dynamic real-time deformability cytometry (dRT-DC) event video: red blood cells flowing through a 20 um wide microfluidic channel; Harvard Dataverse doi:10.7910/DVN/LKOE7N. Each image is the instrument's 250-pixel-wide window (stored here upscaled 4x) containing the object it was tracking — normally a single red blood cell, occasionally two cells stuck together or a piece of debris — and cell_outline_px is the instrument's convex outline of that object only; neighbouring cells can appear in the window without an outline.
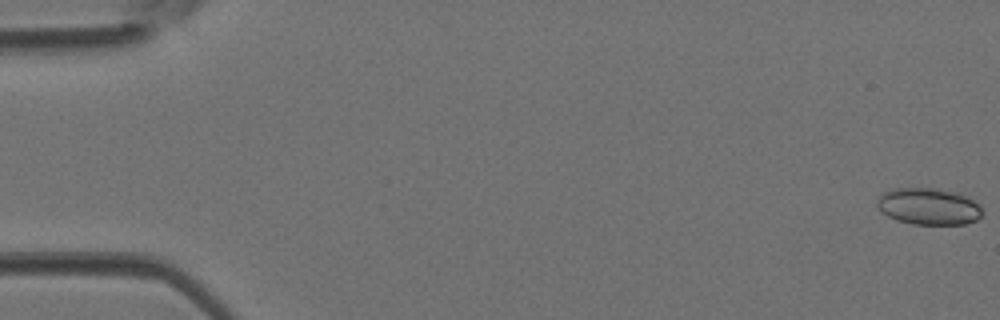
{"species": "Egyptian fruit bat (a non-hibernating species)", "species_latin": "Rousettus aegyptiacus", "temperature_condition": "room temperature", "stored_images_in_passage": 40, "camera_frame_rate_fps": 3000, "um_per_image_px": 0.085, "animal": {"sex": "female"}, "frame": {"image": 1, "passage_image": 1, "time_ms": 0.0, "image_size_px": [1000, 320], "cell_outline_px": [[984, 212], [976, 220], [964, 224], [912, 224], [896, 220], [880, 212], [876, 204], [876, 200], [884, 192], [892, 188], [932, 188], [956, 192], [980, 204]], "centroid_in_image_um": [78.91, 17.55], "position_along_channel_um": 6.1, "area_um2": 22.6}}
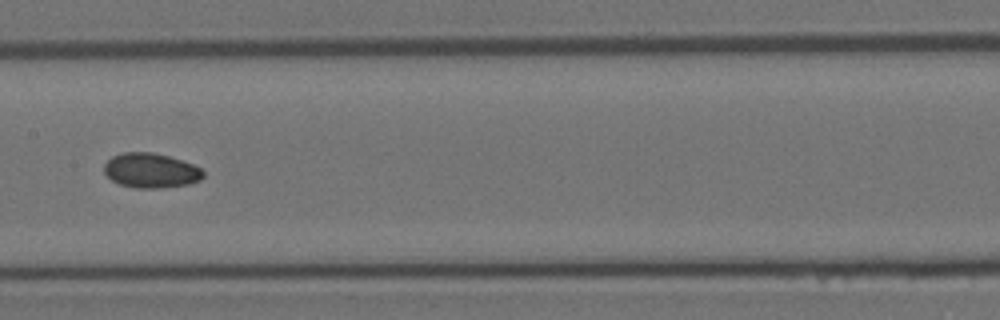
{"frame": {"image": 2, "passage_image": 23, "time_ms": 7.333, "image_size_px": [1000, 320], "cell_outline_px": [[204, 176], [200, 180], [188, 184], [160, 188], [136, 188], [120, 184], [112, 180], [104, 172], [104, 164], [112, 156], [124, 152], [152, 152], [168, 156], [192, 164], [200, 168], [204, 172]], "centroid_in_image_um": [12.81, 14.49], "position_along_channel_um": 194.6, "area_um2": 19.94}}
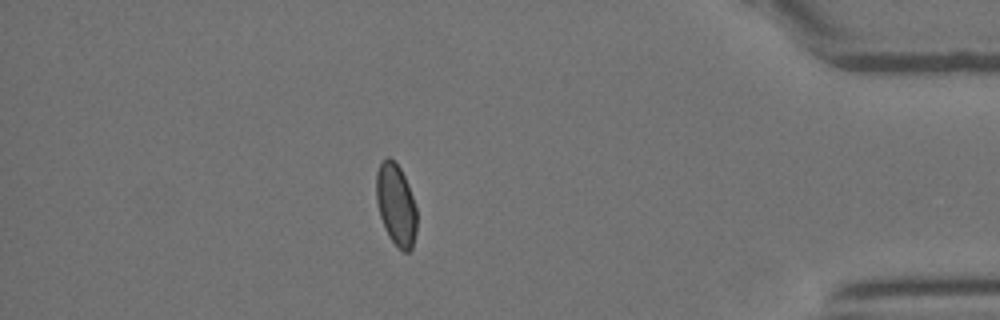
{"frame": {"image": 3, "passage_image": 39, "time_ms": 12.667, "image_size_px": [1000, 320], "cell_outline_px": [[416, 232], [412, 248], [408, 252], [404, 252], [388, 236], [380, 216], [376, 200], [376, 172], [380, 164], [388, 156], [400, 168], [408, 184], [416, 208]], "centroid_in_image_um": [33.65, 17.4], "position_along_channel_um": 401.5, "area_um2": 19.07}}